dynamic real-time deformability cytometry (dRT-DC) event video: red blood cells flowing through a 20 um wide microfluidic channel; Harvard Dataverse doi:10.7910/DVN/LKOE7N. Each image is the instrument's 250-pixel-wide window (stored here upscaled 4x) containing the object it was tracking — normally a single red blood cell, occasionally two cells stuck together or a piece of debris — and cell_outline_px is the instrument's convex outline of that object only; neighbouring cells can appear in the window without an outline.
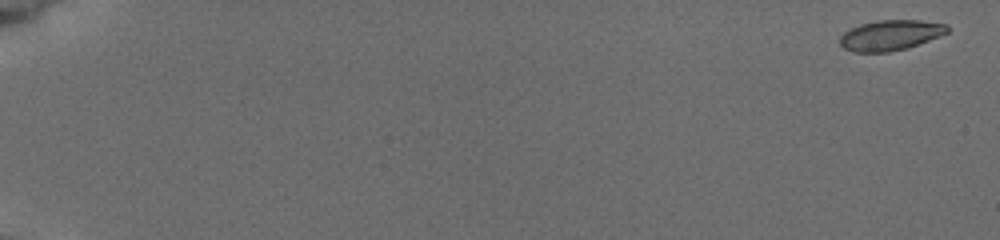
{"species": "common noctule bat (a hibernating species)", "species_latin": "Nyctalus noctula", "temperature_condition": "cold", "stored_images_in_passage": 10, "camera_frame_rate_fps": 3000, "um_per_image_px": 0.085, "animal": {"sex": "female", "body_mass_g": 19.5, "forearm_length_mm": 54.1}, "frame": {"image": 1, "passage_image": 1, "time_ms": 0.0, "image_size_px": [1000, 240], "cell_outline_px": [[948, 32], [940, 36], [904, 48], [888, 52], [856, 52], [844, 48], [840, 44], [840, 36], [848, 28], [860, 24], [876, 20], [920, 20], [948, 24]], "centroid_in_image_um": [75.66, 2.97], "position_along_channel_um": 9.3, "area_um2": 18.9}}
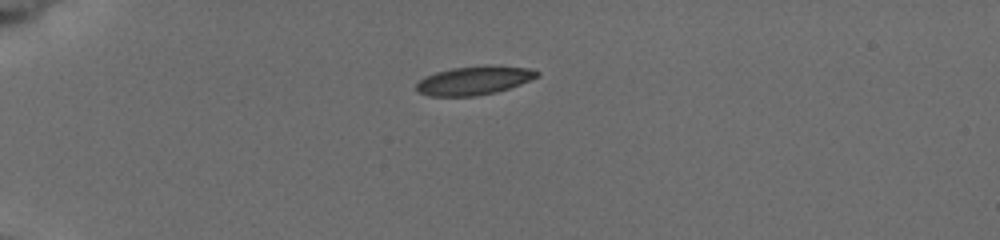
{"frame": {"image": 2, "passage_image": 7, "time_ms": 5.0, "image_size_px": [1000, 240], "cell_outline_px": [[540, 76], [520, 84], [496, 92], [476, 96], [428, 96], [420, 92], [416, 88], [416, 84], [424, 76], [436, 72], [452, 68], [484, 64], [488, 64], [532, 68], [540, 72]], "centroid_in_image_um": [40.33, 6.82], "position_along_channel_um": 44.7, "area_um2": 20.46}}
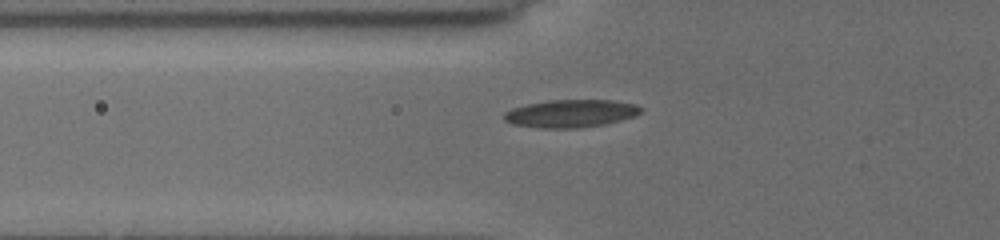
{"frame": {"image": 3, "passage_image": 9, "time_ms": 7.0, "image_size_px": [1000, 240], "cell_outline_px": [[644, 108], [636, 116], [604, 124], [580, 128], [540, 128], [512, 124], [504, 120], [504, 112], [512, 108], [528, 104], [548, 100], [612, 100], [636, 104]], "centroid_in_image_um": [48.53, 9.64], "position_along_channel_um": 77.3, "area_um2": 22.2}}